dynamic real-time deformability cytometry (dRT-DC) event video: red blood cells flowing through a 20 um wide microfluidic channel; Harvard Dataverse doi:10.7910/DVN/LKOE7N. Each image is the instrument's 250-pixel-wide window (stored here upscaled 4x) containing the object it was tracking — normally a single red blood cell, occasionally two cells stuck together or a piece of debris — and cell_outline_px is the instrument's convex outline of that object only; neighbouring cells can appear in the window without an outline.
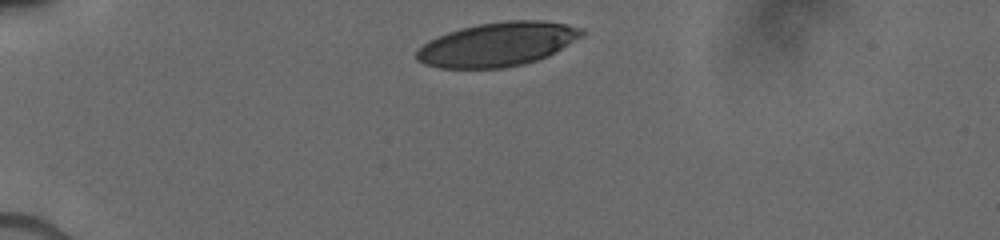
{"species": "human", "species_latin": "Homo sapiens", "temperature_condition": "cold", "stored_images_in_passage": 23, "camera_frame_rate_fps": 3000, "um_per_image_px": 0.085, "donor": {"sex": "male"}, "frame": {"image": 1, "passage_image": 1, "time_ms": 0.0, "image_size_px": [1000, 240], "cell_outline_px": [[584, 36], [548, 56], [524, 64], [504, 68], [440, 68], [424, 64], [416, 60], [416, 52], [428, 40], [448, 32], [460, 28], [480, 24], [508, 20], [540, 20], [564, 24], [580, 28], [584, 32]], "centroid_in_image_um": [42.29, 3.77], "position_along_channel_um": 42.7, "area_um2": 42.25}}
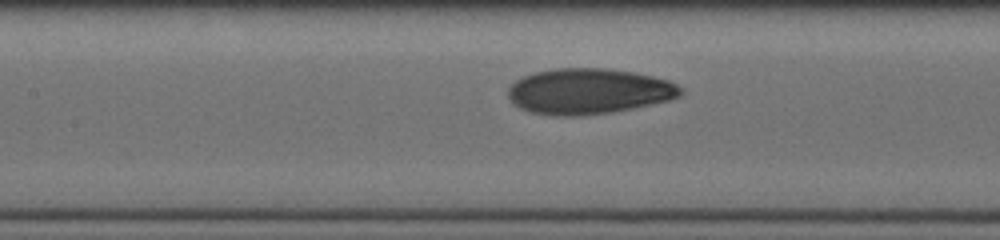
{"frame": {"image": 2, "passage_image": 13, "time_ms": 4.0, "image_size_px": [1000, 240], "cell_outline_px": [[684, 92], [680, 96], [668, 100], [632, 108], [612, 112], [576, 116], [552, 116], [532, 112], [520, 108], [512, 104], [508, 96], [508, 88], [516, 80], [524, 76], [536, 72], [552, 68], [608, 68], [636, 72], [668, 80], [684, 88]], "centroid_in_image_um": [50.04, 7.75], "position_along_channel_um": 157.4, "area_um2": 46.12}}
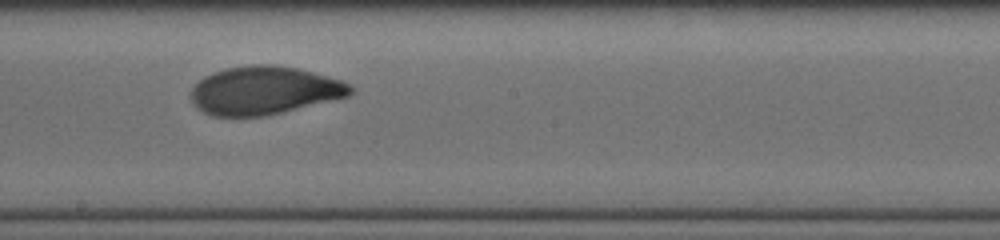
{"frame": {"image": 3, "passage_image": 20, "time_ms": 5.667, "image_size_px": [1000, 240], "cell_outline_px": [[356, 88], [348, 96], [264, 116], [212, 116], [196, 108], [192, 104], [192, 88], [204, 76], [212, 72], [224, 68], [252, 64], [276, 64], [296, 68], [312, 72], [340, 80]], "centroid_in_image_um": [22.42, 7.68], "position_along_channel_um": 225.8, "area_um2": 44.62}}